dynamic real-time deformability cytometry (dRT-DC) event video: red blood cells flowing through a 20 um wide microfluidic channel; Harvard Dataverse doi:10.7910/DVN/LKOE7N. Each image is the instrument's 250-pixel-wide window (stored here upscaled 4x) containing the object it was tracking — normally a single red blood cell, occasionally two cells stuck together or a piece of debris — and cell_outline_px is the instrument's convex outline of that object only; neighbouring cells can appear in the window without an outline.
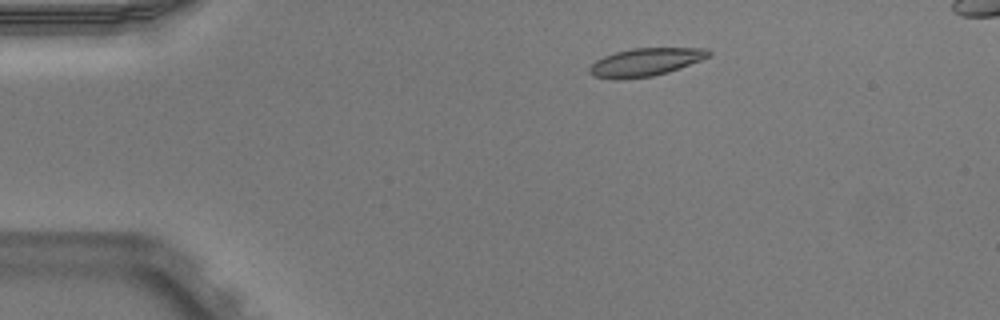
{"species": "Egyptian fruit bat (a non-hibernating species)", "species_latin": "Rousettus aegyptiacus", "temperature_condition": "warm", "stored_images_in_passage": 43, "camera_frame_rate_fps": 3000, "um_per_image_px": 0.085, "animal": {"sex": "male"}, "frame": {"image": 1, "passage_image": 1, "time_ms": 0.0, "image_size_px": [1000, 320], "cell_outline_px": [[712, 52], [708, 56], [700, 60], [668, 72], [652, 76], [624, 80], [612, 80], [592, 76], [588, 72], [588, 68], [596, 60], [604, 56], [616, 52], [632, 48], [708, 48]], "centroid_in_image_um": [54.8, 5.3], "position_along_channel_um": 30.2, "area_um2": 19.54}}
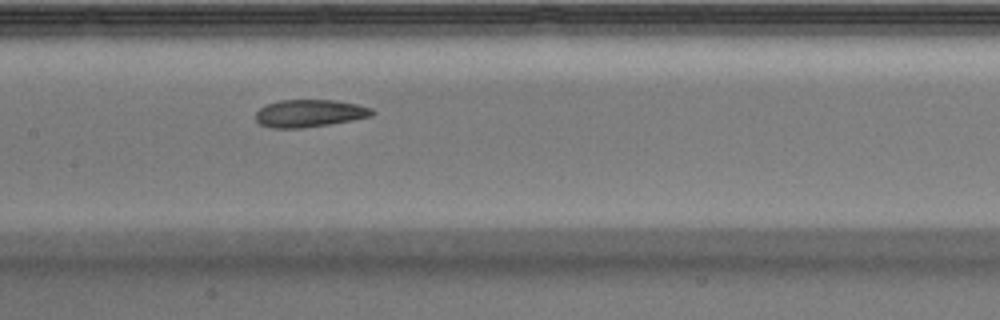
{"frame": {"image": 2, "passage_image": 17, "time_ms": 5.333, "image_size_px": [1000, 320], "cell_outline_px": [[376, 112], [372, 116], [352, 120], [328, 124], [300, 128], [272, 128], [260, 124], [256, 120], [256, 112], [264, 104], [280, 100], [336, 100], [356, 104], [372, 108]], "centroid_in_image_um": [26.3, 9.62], "position_along_channel_um": 181.1, "area_um2": 18.67}}
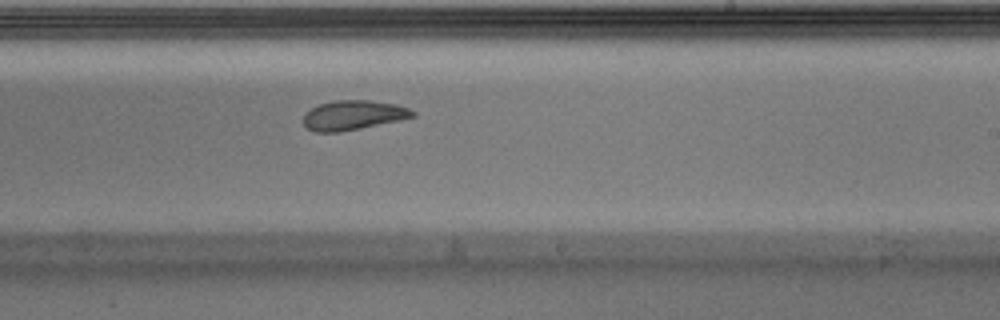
{"frame": {"image": 3, "passage_image": 23, "time_ms": 7.333, "image_size_px": [1000, 320], "cell_outline_px": [[416, 116], [400, 120], [340, 132], [316, 132], [308, 128], [304, 124], [304, 112], [320, 104], [336, 100], [368, 100], [396, 104], [408, 108], [416, 112]], "centroid_in_image_um": [30.03, 9.79], "position_along_channel_um": 259.0, "area_um2": 18.73}, "authors_computed_cell_mechanics": {"area_um2": 19.8254, "velocity_mm_per_s": 3.9094, "shape_relaxation_time_tau1_ms": null, "shape_relaxation_time_tau2_ms": 2.957, "deformation_change_tau1": null, "deformation_change_tau2": 0.0891}}